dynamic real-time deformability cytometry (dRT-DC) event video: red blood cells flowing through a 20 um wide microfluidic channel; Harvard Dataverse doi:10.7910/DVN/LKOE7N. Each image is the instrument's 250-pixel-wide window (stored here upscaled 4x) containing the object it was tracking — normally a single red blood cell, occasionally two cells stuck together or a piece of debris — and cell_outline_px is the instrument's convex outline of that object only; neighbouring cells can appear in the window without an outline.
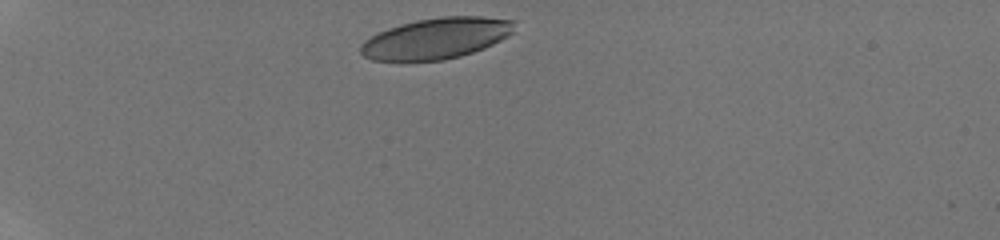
{"species": "human", "species_latin": "Homo sapiens", "temperature_condition": "room temperature", "stored_images_in_passage": 18, "camera_frame_rate_fps": 3000, "um_per_image_px": 0.085, "donor": {"sex": "male"}, "frame": {"image": 1, "passage_image": 1, "time_ms": 0.0, "image_size_px": [1000, 240], "cell_outline_px": [[516, 20], [512, 32], [508, 36], [484, 48], [460, 56], [444, 60], [372, 60], [364, 56], [360, 52], [360, 44], [364, 40], [388, 28], [400, 24], [416, 20], [440, 16], [484, 16]], "centroid_in_image_um": [37.1, 3.24], "position_along_channel_um": 47.9, "area_um2": 36.59}}
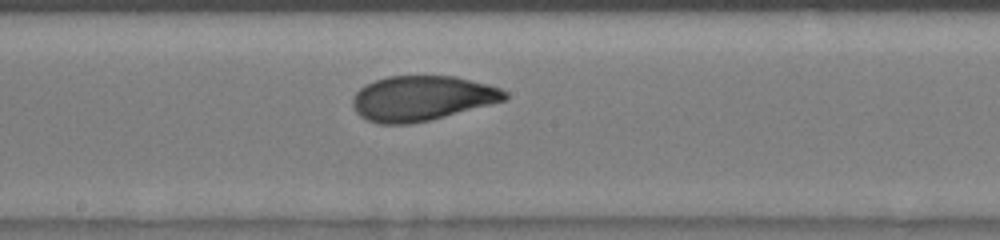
{"frame": {"image": 2, "passage_image": 10, "time_ms": 5.333, "image_size_px": [1000, 240], "cell_outline_px": [[508, 96], [504, 100], [432, 120], [412, 124], [380, 124], [364, 120], [356, 112], [352, 104], [352, 100], [356, 92], [360, 88], [376, 80], [388, 76], [456, 76], [500, 88], [508, 92]], "centroid_in_image_um": [35.83, 8.37], "position_along_channel_um": 212.4, "area_um2": 39.82}}
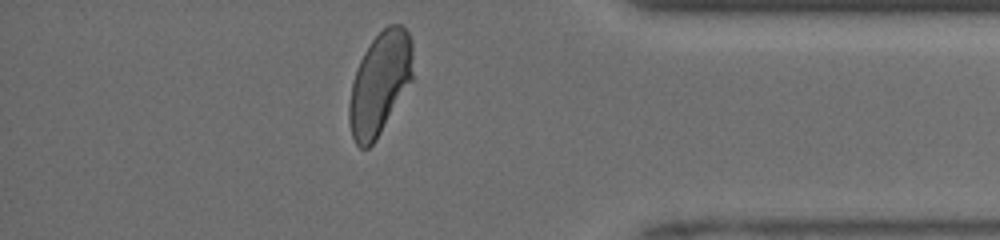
{"frame": {"image": 3, "passage_image": 18, "time_ms": 10.333, "image_size_px": [1000, 240], "cell_outline_px": [[412, 80], [376, 140], [368, 148], [360, 148], [356, 144], [352, 136], [348, 120], [348, 104], [352, 84], [360, 60], [364, 52], [372, 40], [388, 24], [400, 24], [408, 32], [412, 40]], "centroid_in_image_um": [32.27, 7.1], "position_along_channel_um": 402.9, "area_um2": 37.86}, "authors_computed_cell_mechanics": {"area_um2": 39.5641, "velocity_mm_per_s": 4.1095, "shape_relaxation_time_tau1_ms": 3.5926, "shape_relaxation_time_tau2_ms": 0.9459, "deformation_change_tau1": 0.174, "deformation_change_tau2": 0.0618}}